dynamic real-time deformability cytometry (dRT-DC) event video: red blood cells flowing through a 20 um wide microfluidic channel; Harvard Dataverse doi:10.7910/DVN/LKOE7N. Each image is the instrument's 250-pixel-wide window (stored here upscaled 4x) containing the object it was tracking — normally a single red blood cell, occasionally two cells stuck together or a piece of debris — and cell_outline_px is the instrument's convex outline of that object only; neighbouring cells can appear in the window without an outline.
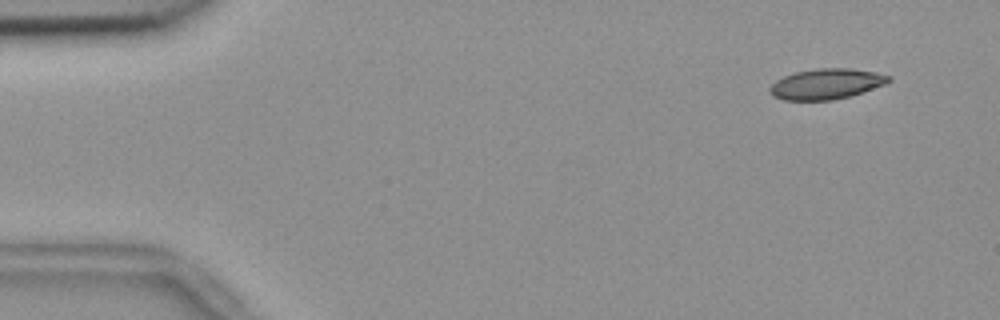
{"species": "common noctule bat (a hibernating species)", "species_latin": "Nyctalus noctula", "temperature_condition": "room temperature", "stored_images_in_passage": 10, "camera_frame_rate_fps": 3000, "um_per_image_px": 0.085, "animal": {"sex": "female", "body_mass_g": 18.4}, "frame": {"image": 1, "passage_image": 2, "time_ms": 0.333, "image_size_px": [1000, 320], "cell_outline_px": [[892, 80], [884, 84], [852, 96], [832, 100], [784, 100], [772, 96], [768, 92], [768, 88], [776, 80], [792, 72], [816, 68], [848, 68], [876, 72], [892, 76]], "centroid_in_image_um": [70.21, 7.13], "position_along_channel_um": 14.8, "area_um2": 21.39}}